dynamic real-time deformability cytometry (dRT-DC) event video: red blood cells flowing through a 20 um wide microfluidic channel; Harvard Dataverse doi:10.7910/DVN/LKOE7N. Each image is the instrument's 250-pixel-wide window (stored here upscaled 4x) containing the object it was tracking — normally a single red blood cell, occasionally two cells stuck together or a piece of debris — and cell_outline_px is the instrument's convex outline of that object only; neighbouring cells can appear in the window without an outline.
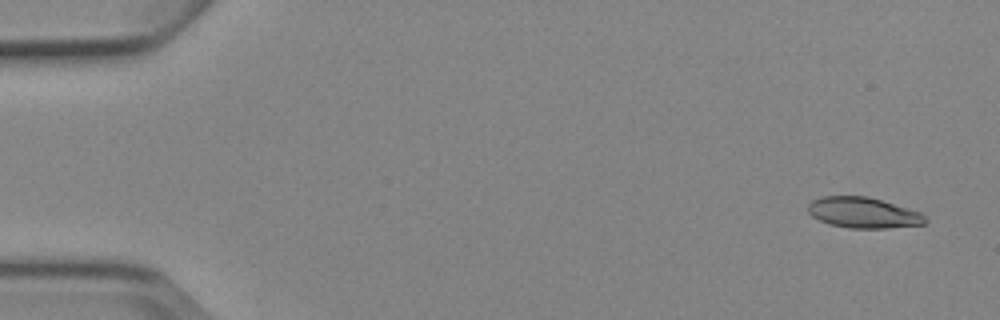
{"species": "Egyptian fruit bat (a non-hibernating species)", "species_latin": "Rousettus aegyptiacus", "temperature_condition": "cold", "stored_images_in_passage": 5, "camera_frame_rate_fps": 3000, "um_per_image_px": 0.085, "animal": {"sex": "female"}, "frame": {"image": 1, "passage_image": 1, "time_ms": 0.0, "image_size_px": [1000, 320], "cell_outline_px": [[928, 220], [924, 224], [888, 228], [848, 228], [828, 224], [812, 216], [808, 212], [808, 204], [812, 200], [820, 196], [868, 196], [920, 212]], "centroid_in_image_um": [73.35, 18.08], "position_along_channel_um": 11.7, "area_um2": 20.98}}